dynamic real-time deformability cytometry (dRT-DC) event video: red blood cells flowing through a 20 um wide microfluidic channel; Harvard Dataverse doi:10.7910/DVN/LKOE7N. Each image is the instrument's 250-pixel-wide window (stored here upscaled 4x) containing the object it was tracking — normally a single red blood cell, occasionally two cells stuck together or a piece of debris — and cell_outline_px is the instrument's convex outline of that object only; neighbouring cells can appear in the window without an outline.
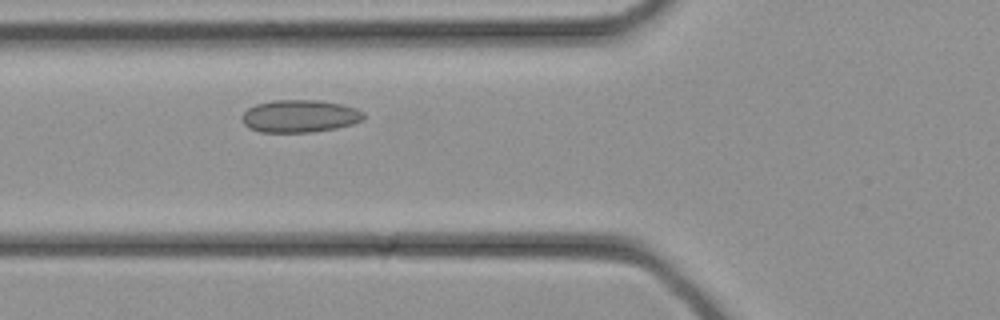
{"species": "common noctule bat (a hibernating species)", "species_latin": "Nyctalus noctula", "temperature_condition": "cold", "stored_images_in_passage": 28, "camera_frame_rate_fps": 3000, "um_per_image_px": 0.085, "animal": {"sex": "female", "body_mass_g": 21.9}, "frame": {"image": 1, "passage_image": 7, "time_ms": 2.0, "image_size_px": [1000, 320], "cell_outline_px": [[364, 120], [352, 124], [336, 128], [312, 132], [260, 132], [248, 128], [244, 124], [240, 116], [248, 108], [256, 104], [272, 100], [316, 100], [340, 104], [356, 108], [364, 112]], "centroid_in_image_um": [25.46, 9.87], "position_along_channel_um": 100.3, "area_um2": 23.18}}
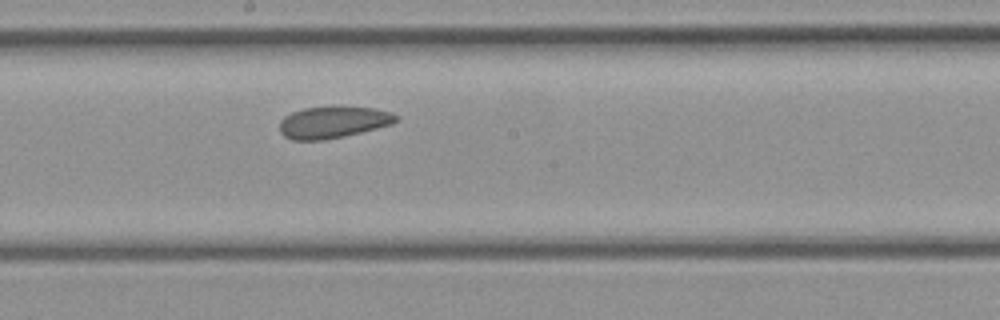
{"frame": {"image": 2, "passage_image": 13, "time_ms": 4.0, "image_size_px": [1000, 320], "cell_outline_px": [[396, 120], [392, 124], [344, 136], [324, 140], [292, 140], [284, 136], [280, 132], [280, 120], [284, 116], [292, 112], [304, 108], [340, 104], [372, 108], [388, 112], [396, 116]], "centroid_in_image_um": [28.26, 10.36], "position_along_channel_um": 219.9, "area_um2": 21.85}}
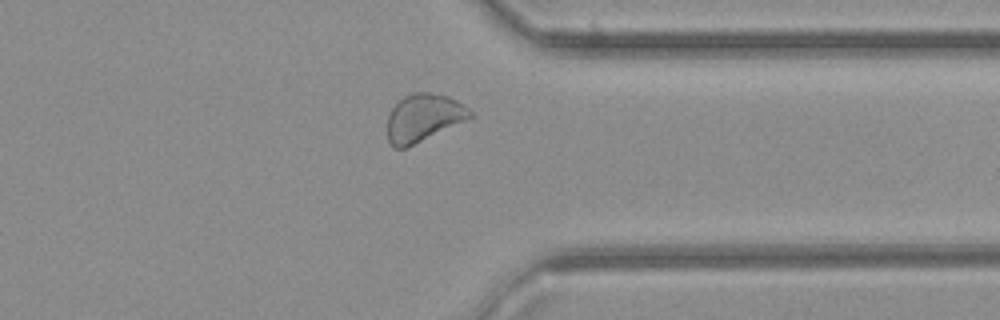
{"frame": {"image": 3, "passage_image": 21, "time_ms": 6.667, "image_size_px": [1000, 320], "cell_outline_px": [[472, 116], [464, 120], [404, 148], [392, 148], [388, 140], [388, 116], [392, 108], [404, 96], [416, 92], [428, 92], [448, 96], [464, 104], [472, 112]], "centroid_in_image_um": [35.96, 9.99], "position_along_channel_um": 375.4, "area_um2": 22.31}}